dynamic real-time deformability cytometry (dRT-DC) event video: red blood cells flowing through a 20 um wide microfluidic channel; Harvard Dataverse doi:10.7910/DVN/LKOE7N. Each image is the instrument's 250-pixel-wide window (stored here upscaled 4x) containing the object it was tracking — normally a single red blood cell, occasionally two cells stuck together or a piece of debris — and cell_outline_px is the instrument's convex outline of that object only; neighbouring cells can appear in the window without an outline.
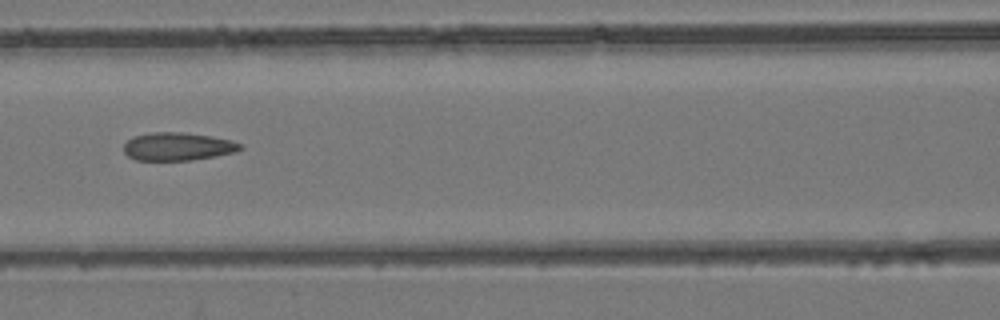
{"species": "common noctule bat (a hibernating species)", "species_latin": "Nyctalus noctula", "temperature_condition": "room temperature", "stored_images_in_passage": 7, "camera_frame_rate_fps": 3000, "um_per_image_px": 0.085, "animal": {"sex": "female", "body_mass_g": 24.6, "forearm_length_mm": 56.2}, "frame": {"image": 1, "passage_image": 7, "time_ms": 2.0, "image_size_px": [1000, 320], "cell_outline_px": [[244, 148], [236, 152], [216, 156], [192, 160], [136, 160], [128, 156], [124, 152], [124, 144], [132, 136], [152, 132], [180, 132], [208, 136], [232, 140], [240, 144]], "centroid_in_image_um": [15.1, 12.46], "position_along_channel_um": 151.5, "area_um2": 19.02}}